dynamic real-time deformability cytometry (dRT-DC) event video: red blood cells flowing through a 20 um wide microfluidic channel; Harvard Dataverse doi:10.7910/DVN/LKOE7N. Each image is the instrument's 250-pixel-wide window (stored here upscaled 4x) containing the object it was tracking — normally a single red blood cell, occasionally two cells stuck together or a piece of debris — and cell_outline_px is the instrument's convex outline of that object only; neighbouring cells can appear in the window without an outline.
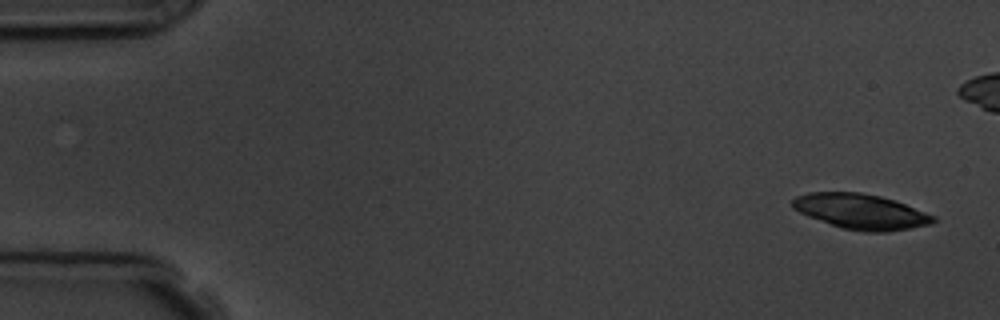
{"species": "common noctule bat (a hibernating species)", "species_latin": "Nyctalus noctula", "temperature_condition": "room temperature", "stored_images_in_passage": 6, "camera_frame_rate_fps": 3000, "um_per_image_px": 0.085, "animal": {"sex": "male", "body_mass_g": 19.5, "forearm_length_mm": 54.6}, "frame": {"image": 1, "passage_image": 1, "time_ms": 0.0, "image_size_px": [1000, 320], "cell_outline_px": [[936, 220], [932, 224], [912, 228], [888, 232], [864, 232], [844, 228], [808, 216], [792, 208], [792, 200], [796, 196], [808, 192], [860, 192], [880, 196], [896, 200], [936, 216]], "centroid_in_image_um": [73.21, 17.97], "position_along_channel_um": 11.8, "area_um2": 28.96}}